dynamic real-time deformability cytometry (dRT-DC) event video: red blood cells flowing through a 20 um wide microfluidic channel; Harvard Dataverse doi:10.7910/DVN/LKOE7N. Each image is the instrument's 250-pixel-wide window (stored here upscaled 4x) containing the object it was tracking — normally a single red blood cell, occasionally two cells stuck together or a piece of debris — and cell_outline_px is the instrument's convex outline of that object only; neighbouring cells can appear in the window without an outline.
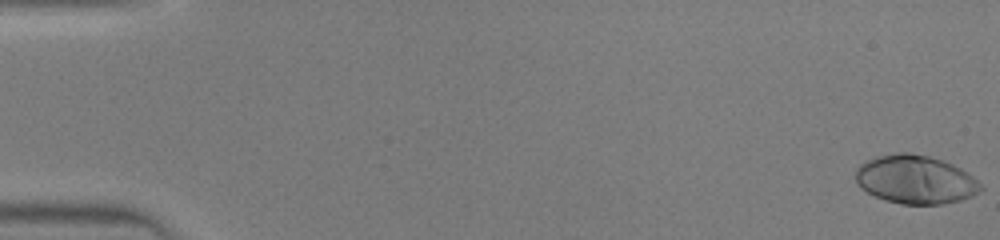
{"species": "human", "species_latin": "Homo sapiens", "temperature_condition": "warm", "stored_images_in_passage": 46, "camera_frame_rate_fps": 3000, "um_per_image_px": 0.085, "donor": {"sex": "male"}, "frame": {"image": 1, "passage_image": 1, "time_ms": 0.0, "image_size_px": [1000, 240], "cell_outline_px": [[984, 188], [980, 192], [972, 196], [960, 200], [944, 204], [900, 204], [884, 200], [860, 188], [856, 180], [856, 168], [860, 164], [868, 160], [880, 156], [896, 152], [908, 152], [928, 156], [952, 164], [960, 168], [972, 176]], "centroid_in_image_um": [77.81, 15.27], "position_along_channel_um": 7.2, "area_um2": 35.26}}
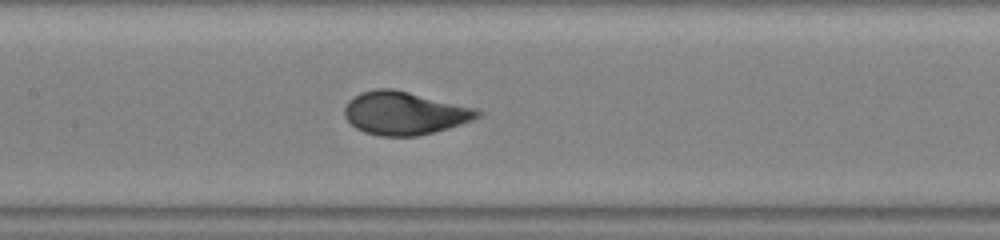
{"frame": {"image": 2, "passage_image": 23, "time_ms": 7.333, "image_size_px": [1000, 240], "cell_outline_px": [[480, 116], [472, 120], [448, 128], [416, 136], [380, 136], [364, 132], [356, 128], [344, 116], [344, 108], [348, 100], [360, 92], [376, 88], [392, 88], [472, 108], [480, 112]], "centroid_in_image_um": [34.3, 9.62], "position_along_channel_um": 173.1, "area_um2": 32.89}}
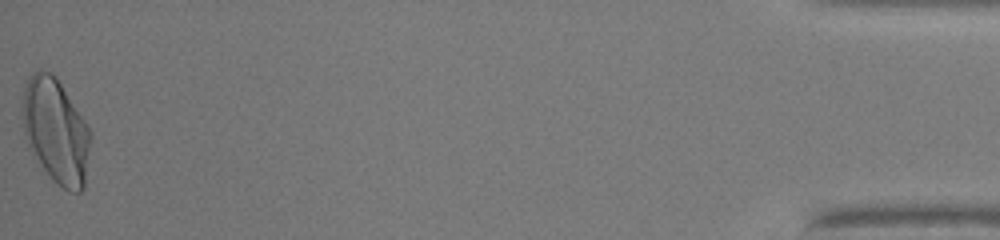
{"frame": {"image": 3, "passage_image": 46, "time_ms": 15.0, "image_size_px": [1000, 240], "cell_outline_px": [[92, 136], [84, 188], [80, 192], [68, 192], [56, 184], [52, 180], [28, 148], [24, 132], [20, 112], [20, 108], [24, 88], [28, 76], [32, 72], [40, 68], [56, 76], [92, 132]], "centroid_in_image_um": [4.72, 11.12], "position_along_channel_um": 430.5, "area_um2": 42.31}}